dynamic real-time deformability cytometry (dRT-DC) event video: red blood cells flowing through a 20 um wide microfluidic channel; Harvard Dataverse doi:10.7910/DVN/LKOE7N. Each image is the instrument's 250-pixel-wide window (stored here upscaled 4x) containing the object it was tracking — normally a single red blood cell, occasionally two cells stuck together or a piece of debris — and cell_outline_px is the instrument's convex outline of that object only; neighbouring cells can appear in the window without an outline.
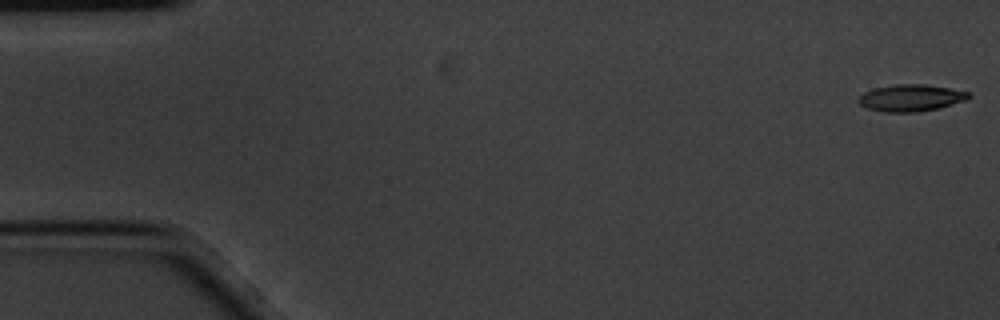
{"species": "common noctule bat (a hibernating species)", "species_latin": "Nyctalus noctula", "temperature_condition": "cold", "stored_images_in_passage": 6, "camera_frame_rate_fps": 3000, "um_per_image_px": 0.085, "animal": {"sex": "male", "body_mass_g": 20.1, "forearm_length_mm": 53.5}, "frame": {"image": 1, "passage_image": 1, "time_ms": 0.0, "image_size_px": [1000, 320], "cell_outline_px": [[972, 96], [964, 100], [936, 108], [916, 112], [884, 112], [868, 108], [860, 104], [856, 100], [864, 92], [876, 88], [896, 84], [928, 84], [972, 92]], "centroid_in_image_um": [77.43, 8.3], "position_along_channel_um": 7.6, "area_um2": 17.11}}
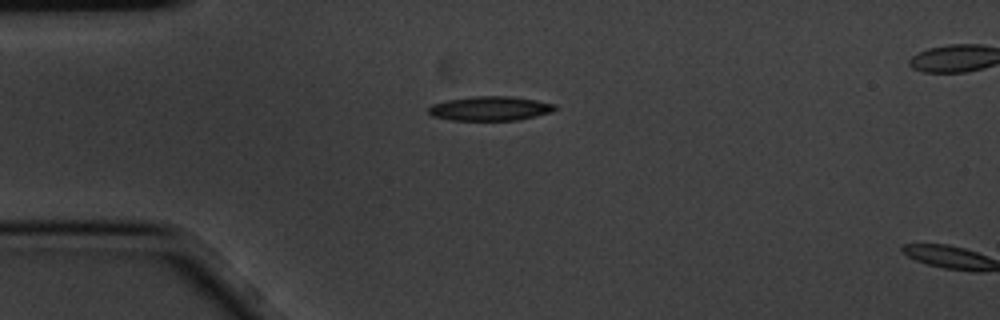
{"frame": {"image": 2, "passage_image": 5, "time_ms": 1.333, "image_size_px": [1000, 320], "cell_outline_px": [[556, 108], [552, 112], [536, 116], [516, 120], [452, 120], [432, 116], [428, 112], [428, 108], [432, 104], [448, 100], [472, 96], [512, 96], [536, 100], [556, 104]], "centroid_in_image_um": [41.67, 9.22], "position_along_channel_um": 43.3, "area_um2": 17.92}}